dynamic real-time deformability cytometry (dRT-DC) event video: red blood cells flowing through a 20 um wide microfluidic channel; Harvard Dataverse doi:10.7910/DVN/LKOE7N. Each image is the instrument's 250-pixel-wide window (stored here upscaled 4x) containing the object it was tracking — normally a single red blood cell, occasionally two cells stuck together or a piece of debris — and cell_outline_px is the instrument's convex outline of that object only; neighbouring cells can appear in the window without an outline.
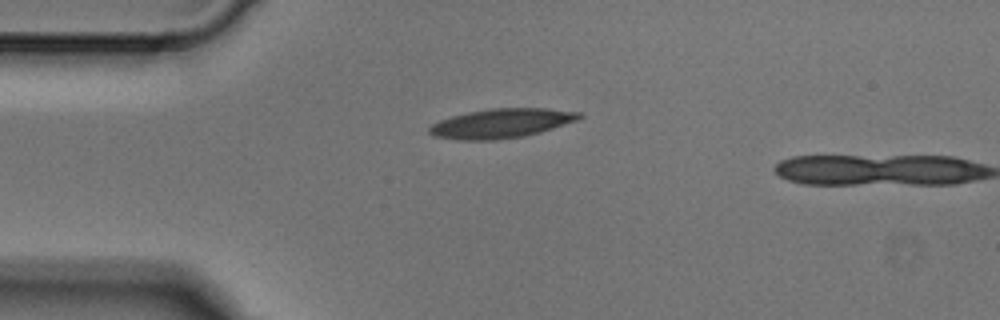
{"species": "Egyptian fruit bat (a non-hibernating species)", "species_latin": "Rousettus aegyptiacus", "temperature_condition": "cold", "stored_images_in_passage": 2, "camera_frame_rate_fps": 3000, "um_per_image_px": 0.085, "animal": {"sex": "male"}, "frame": {"image": 1, "passage_image": 1, "time_ms": 0.0, "image_size_px": [1000, 320], "cell_outline_px": [[584, 116], [580, 120], [540, 132], [524, 136], [496, 140], [456, 140], [432, 136], [428, 132], [428, 128], [432, 124], [440, 120], [452, 116], [468, 112], [492, 108], [544, 108], [580, 112]], "centroid_in_image_um": [42.62, 10.49], "position_along_channel_um": 42.4, "area_um2": 25.84}}